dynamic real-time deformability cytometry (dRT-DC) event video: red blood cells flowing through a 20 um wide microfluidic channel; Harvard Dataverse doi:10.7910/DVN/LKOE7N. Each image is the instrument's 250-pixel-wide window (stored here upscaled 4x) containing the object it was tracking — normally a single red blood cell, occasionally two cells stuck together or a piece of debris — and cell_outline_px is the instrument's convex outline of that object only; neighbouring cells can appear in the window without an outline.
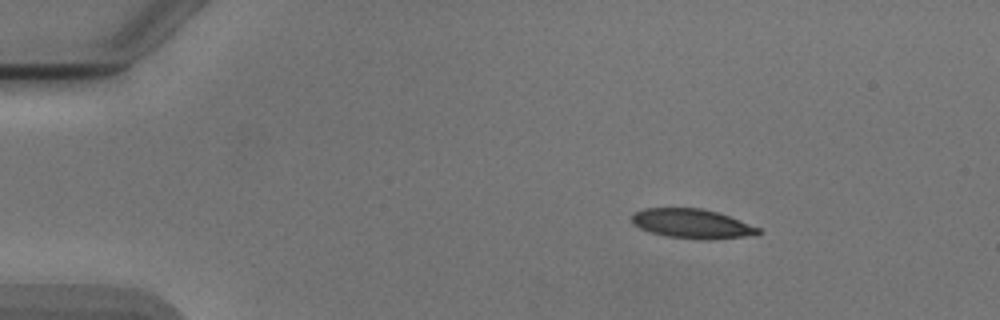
{"species": "Egyptian fruit bat (a non-hibernating species)", "species_latin": "Rousettus aegyptiacus", "temperature_condition": "cold", "stored_images_in_passage": 45, "camera_frame_rate_fps": 3000, "um_per_image_px": 0.085, "animal": {"sex": "male"}, "frame": {"image": 1, "passage_image": 1, "time_ms": 0.0, "image_size_px": [1000, 320], "cell_outline_px": [[760, 232], [744, 236], [712, 240], [700, 240], [668, 236], [652, 232], [640, 228], [632, 224], [632, 212], [644, 208], [700, 208], [716, 212], [728, 216], [760, 228]], "centroid_in_image_um": [58.76, 19.01], "position_along_channel_um": 26.2, "area_um2": 21.44}}
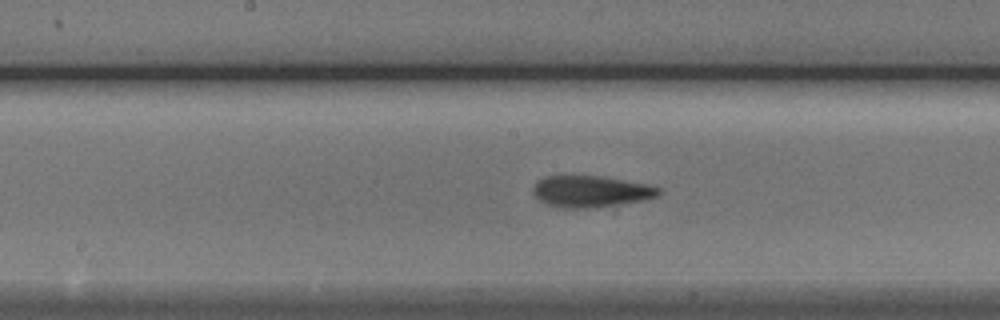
{"frame": {"image": 2, "passage_image": 20, "time_ms": 6.333, "image_size_px": [1000, 320], "cell_outline_px": [[664, 192], [656, 196], [644, 200], [588, 208], [560, 208], [544, 204], [532, 192], [532, 188], [544, 176], [600, 176], [644, 184], [660, 188]], "centroid_in_image_um": [50.19, 16.28], "position_along_channel_um": 198.0, "area_um2": 22.77}}
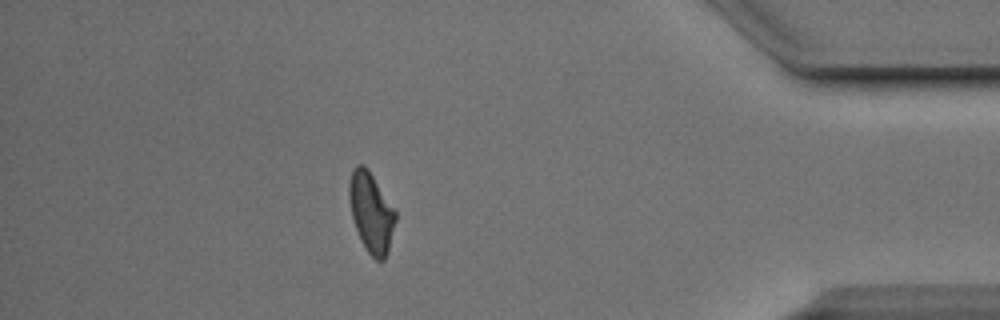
{"frame": {"image": 3, "passage_image": 39, "time_ms": 12.667, "image_size_px": [1000, 320], "cell_outline_px": [[396, 220], [388, 252], [384, 260], [376, 260], [368, 252], [360, 240], [352, 220], [348, 196], [348, 188], [352, 172], [356, 164], [364, 164], [368, 168], [396, 212]], "centroid_in_image_um": [31.53, 18.06], "position_along_channel_um": 403.7, "area_um2": 21.62}, "authors_computed_cell_mechanics": {"area_um2": 22.7154, "velocity_mm_per_s": 3.8892, "shape_relaxation_time_tau1_ms": 4.1383, "shape_relaxation_time_tau2_ms": 3.7399, "deformation_change_tau1": 0.1393, "deformation_change_tau2": 0.1251}}